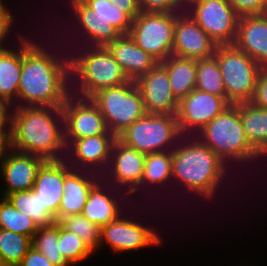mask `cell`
<instances>
[{
  "label": "cell",
  "mask_w": 267,
  "mask_h": 266,
  "mask_svg": "<svg viewBox=\"0 0 267 266\" xmlns=\"http://www.w3.org/2000/svg\"><path fill=\"white\" fill-rule=\"evenodd\" d=\"M52 114L56 115L55 118L59 117L58 120L61 118V124H64L61 107L16 105V110L10 115L13 150L37 155L45 160H62L57 154L67 148L64 130Z\"/></svg>",
  "instance_id": "obj_1"
},
{
  "label": "cell",
  "mask_w": 267,
  "mask_h": 266,
  "mask_svg": "<svg viewBox=\"0 0 267 266\" xmlns=\"http://www.w3.org/2000/svg\"><path fill=\"white\" fill-rule=\"evenodd\" d=\"M70 94L52 66L34 54L22 37V70L17 99L25 101L28 107H62Z\"/></svg>",
  "instance_id": "obj_2"
},
{
  "label": "cell",
  "mask_w": 267,
  "mask_h": 266,
  "mask_svg": "<svg viewBox=\"0 0 267 266\" xmlns=\"http://www.w3.org/2000/svg\"><path fill=\"white\" fill-rule=\"evenodd\" d=\"M181 146L172 149V177L182 181L187 190L211 198L219 156L200 139Z\"/></svg>",
  "instance_id": "obj_3"
},
{
  "label": "cell",
  "mask_w": 267,
  "mask_h": 266,
  "mask_svg": "<svg viewBox=\"0 0 267 266\" xmlns=\"http://www.w3.org/2000/svg\"><path fill=\"white\" fill-rule=\"evenodd\" d=\"M213 56L222 75L227 102H250L263 68L234 44L217 45Z\"/></svg>",
  "instance_id": "obj_4"
},
{
  "label": "cell",
  "mask_w": 267,
  "mask_h": 266,
  "mask_svg": "<svg viewBox=\"0 0 267 266\" xmlns=\"http://www.w3.org/2000/svg\"><path fill=\"white\" fill-rule=\"evenodd\" d=\"M91 99L99 107L108 130L116 137L147 113L140 89L133 80L104 88Z\"/></svg>",
  "instance_id": "obj_5"
},
{
  "label": "cell",
  "mask_w": 267,
  "mask_h": 266,
  "mask_svg": "<svg viewBox=\"0 0 267 266\" xmlns=\"http://www.w3.org/2000/svg\"><path fill=\"white\" fill-rule=\"evenodd\" d=\"M200 134L204 135L200 141L218 156L260 154L246 137L240 118V103L229 105Z\"/></svg>",
  "instance_id": "obj_6"
},
{
  "label": "cell",
  "mask_w": 267,
  "mask_h": 266,
  "mask_svg": "<svg viewBox=\"0 0 267 266\" xmlns=\"http://www.w3.org/2000/svg\"><path fill=\"white\" fill-rule=\"evenodd\" d=\"M180 135L176 115L146 113L117 138L125 145L149 154L164 151V146H168Z\"/></svg>",
  "instance_id": "obj_7"
},
{
  "label": "cell",
  "mask_w": 267,
  "mask_h": 266,
  "mask_svg": "<svg viewBox=\"0 0 267 266\" xmlns=\"http://www.w3.org/2000/svg\"><path fill=\"white\" fill-rule=\"evenodd\" d=\"M176 12H141L132 20L130 37L158 63L172 55Z\"/></svg>",
  "instance_id": "obj_8"
},
{
  "label": "cell",
  "mask_w": 267,
  "mask_h": 266,
  "mask_svg": "<svg viewBox=\"0 0 267 266\" xmlns=\"http://www.w3.org/2000/svg\"><path fill=\"white\" fill-rule=\"evenodd\" d=\"M93 52L83 61L78 91L82 98H91L104 88L118 86L130 79L104 46H92Z\"/></svg>",
  "instance_id": "obj_9"
},
{
  "label": "cell",
  "mask_w": 267,
  "mask_h": 266,
  "mask_svg": "<svg viewBox=\"0 0 267 266\" xmlns=\"http://www.w3.org/2000/svg\"><path fill=\"white\" fill-rule=\"evenodd\" d=\"M188 5L191 17L217 45L234 44L240 16L227 0H195Z\"/></svg>",
  "instance_id": "obj_10"
},
{
  "label": "cell",
  "mask_w": 267,
  "mask_h": 266,
  "mask_svg": "<svg viewBox=\"0 0 267 266\" xmlns=\"http://www.w3.org/2000/svg\"><path fill=\"white\" fill-rule=\"evenodd\" d=\"M72 95L73 93L66 98L65 104L61 107L64 116L62 127H64L66 147L75 139L101 134H113L108 130L99 107L91 98L79 97V99H76Z\"/></svg>",
  "instance_id": "obj_11"
},
{
  "label": "cell",
  "mask_w": 267,
  "mask_h": 266,
  "mask_svg": "<svg viewBox=\"0 0 267 266\" xmlns=\"http://www.w3.org/2000/svg\"><path fill=\"white\" fill-rule=\"evenodd\" d=\"M230 104L218 95L194 89L179 101L176 114L181 134L194 128L199 132Z\"/></svg>",
  "instance_id": "obj_12"
},
{
  "label": "cell",
  "mask_w": 267,
  "mask_h": 266,
  "mask_svg": "<svg viewBox=\"0 0 267 266\" xmlns=\"http://www.w3.org/2000/svg\"><path fill=\"white\" fill-rule=\"evenodd\" d=\"M176 12L172 55L188 59H207L214 55L217 44L195 22L189 13Z\"/></svg>",
  "instance_id": "obj_13"
},
{
  "label": "cell",
  "mask_w": 267,
  "mask_h": 266,
  "mask_svg": "<svg viewBox=\"0 0 267 266\" xmlns=\"http://www.w3.org/2000/svg\"><path fill=\"white\" fill-rule=\"evenodd\" d=\"M135 82L140 89L147 113L177 114L179 101L173 95L168 73L160 63Z\"/></svg>",
  "instance_id": "obj_14"
},
{
  "label": "cell",
  "mask_w": 267,
  "mask_h": 266,
  "mask_svg": "<svg viewBox=\"0 0 267 266\" xmlns=\"http://www.w3.org/2000/svg\"><path fill=\"white\" fill-rule=\"evenodd\" d=\"M104 239L115 252L133 251L160 244V238L155 231L122 217L101 228L100 243Z\"/></svg>",
  "instance_id": "obj_15"
},
{
  "label": "cell",
  "mask_w": 267,
  "mask_h": 266,
  "mask_svg": "<svg viewBox=\"0 0 267 266\" xmlns=\"http://www.w3.org/2000/svg\"><path fill=\"white\" fill-rule=\"evenodd\" d=\"M63 160H46L38 169L33 189L44 209L58 222V209L63 197L65 176L73 169Z\"/></svg>",
  "instance_id": "obj_16"
},
{
  "label": "cell",
  "mask_w": 267,
  "mask_h": 266,
  "mask_svg": "<svg viewBox=\"0 0 267 266\" xmlns=\"http://www.w3.org/2000/svg\"><path fill=\"white\" fill-rule=\"evenodd\" d=\"M13 151V152H12ZM1 160V173L7 189L3 198L16 191L33 188L38 169L46 161L43 157L12 150Z\"/></svg>",
  "instance_id": "obj_17"
},
{
  "label": "cell",
  "mask_w": 267,
  "mask_h": 266,
  "mask_svg": "<svg viewBox=\"0 0 267 266\" xmlns=\"http://www.w3.org/2000/svg\"><path fill=\"white\" fill-rule=\"evenodd\" d=\"M234 45L267 69V16H241Z\"/></svg>",
  "instance_id": "obj_18"
},
{
  "label": "cell",
  "mask_w": 267,
  "mask_h": 266,
  "mask_svg": "<svg viewBox=\"0 0 267 266\" xmlns=\"http://www.w3.org/2000/svg\"><path fill=\"white\" fill-rule=\"evenodd\" d=\"M111 156L110 162H113L111 173L114 175L111 173L110 175L114 176L113 180L121 186L130 185L127 193L136 192L143 177L146 154L125 145L117 138L114 141Z\"/></svg>",
  "instance_id": "obj_19"
},
{
  "label": "cell",
  "mask_w": 267,
  "mask_h": 266,
  "mask_svg": "<svg viewBox=\"0 0 267 266\" xmlns=\"http://www.w3.org/2000/svg\"><path fill=\"white\" fill-rule=\"evenodd\" d=\"M114 59L130 80L147 74L158 62L141 49L130 35H121L107 46Z\"/></svg>",
  "instance_id": "obj_20"
},
{
  "label": "cell",
  "mask_w": 267,
  "mask_h": 266,
  "mask_svg": "<svg viewBox=\"0 0 267 266\" xmlns=\"http://www.w3.org/2000/svg\"><path fill=\"white\" fill-rule=\"evenodd\" d=\"M71 5L81 28L84 29L94 46L106 47L122 35L106 18L95 14V11L81 0H71Z\"/></svg>",
  "instance_id": "obj_21"
},
{
  "label": "cell",
  "mask_w": 267,
  "mask_h": 266,
  "mask_svg": "<svg viewBox=\"0 0 267 266\" xmlns=\"http://www.w3.org/2000/svg\"><path fill=\"white\" fill-rule=\"evenodd\" d=\"M83 173L70 171L64 178L63 197L58 209V222L65 216L81 214L96 181Z\"/></svg>",
  "instance_id": "obj_22"
},
{
  "label": "cell",
  "mask_w": 267,
  "mask_h": 266,
  "mask_svg": "<svg viewBox=\"0 0 267 266\" xmlns=\"http://www.w3.org/2000/svg\"><path fill=\"white\" fill-rule=\"evenodd\" d=\"M114 134H101L73 140L67 149H72L81 165L100 166L110 162L114 141ZM72 145V146H71ZM72 147V148H71ZM100 163V164H99Z\"/></svg>",
  "instance_id": "obj_23"
},
{
  "label": "cell",
  "mask_w": 267,
  "mask_h": 266,
  "mask_svg": "<svg viewBox=\"0 0 267 266\" xmlns=\"http://www.w3.org/2000/svg\"><path fill=\"white\" fill-rule=\"evenodd\" d=\"M167 71L173 95L178 101L187 96L196 86V59L174 55L160 63Z\"/></svg>",
  "instance_id": "obj_24"
},
{
  "label": "cell",
  "mask_w": 267,
  "mask_h": 266,
  "mask_svg": "<svg viewBox=\"0 0 267 266\" xmlns=\"http://www.w3.org/2000/svg\"><path fill=\"white\" fill-rule=\"evenodd\" d=\"M240 118L250 144L267 156V109L255 107L250 102L240 103Z\"/></svg>",
  "instance_id": "obj_25"
},
{
  "label": "cell",
  "mask_w": 267,
  "mask_h": 266,
  "mask_svg": "<svg viewBox=\"0 0 267 266\" xmlns=\"http://www.w3.org/2000/svg\"><path fill=\"white\" fill-rule=\"evenodd\" d=\"M101 187L99 181L92 187L81 213L100 228L115 221L120 215L117 200L105 194Z\"/></svg>",
  "instance_id": "obj_26"
},
{
  "label": "cell",
  "mask_w": 267,
  "mask_h": 266,
  "mask_svg": "<svg viewBox=\"0 0 267 266\" xmlns=\"http://www.w3.org/2000/svg\"><path fill=\"white\" fill-rule=\"evenodd\" d=\"M19 52L12 50L0 51V99L9 105L13 97L18 98V85L22 70V38Z\"/></svg>",
  "instance_id": "obj_27"
},
{
  "label": "cell",
  "mask_w": 267,
  "mask_h": 266,
  "mask_svg": "<svg viewBox=\"0 0 267 266\" xmlns=\"http://www.w3.org/2000/svg\"><path fill=\"white\" fill-rule=\"evenodd\" d=\"M16 209L29 216L38 227L51 226L56 221L44 209L38 193L32 188L28 191H16L5 197Z\"/></svg>",
  "instance_id": "obj_28"
},
{
  "label": "cell",
  "mask_w": 267,
  "mask_h": 266,
  "mask_svg": "<svg viewBox=\"0 0 267 266\" xmlns=\"http://www.w3.org/2000/svg\"><path fill=\"white\" fill-rule=\"evenodd\" d=\"M25 43L27 44L28 48L36 54L39 58L47 61L53 68L56 76L66 85L68 81H70V74L74 75L76 74L79 78L81 77V68L83 65V61L85 58L93 52V49L91 47V51L89 50L87 53L80 55H77L76 57H71L70 59H64L59 60L54 55L50 54L48 51H46L42 46H39L34 43L33 41H29L24 39ZM52 53V52H51ZM79 56V57H78ZM63 61V62H62ZM69 77V78H68Z\"/></svg>",
  "instance_id": "obj_29"
},
{
  "label": "cell",
  "mask_w": 267,
  "mask_h": 266,
  "mask_svg": "<svg viewBox=\"0 0 267 266\" xmlns=\"http://www.w3.org/2000/svg\"><path fill=\"white\" fill-rule=\"evenodd\" d=\"M195 89L218 95L227 101L222 75L214 56L196 60Z\"/></svg>",
  "instance_id": "obj_30"
},
{
  "label": "cell",
  "mask_w": 267,
  "mask_h": 266,
  "mask_svg": "<svg viewBox=\"0 0 267 266\" xmlns=\"http://www.w3.org/2000/svg\"><path fill=\"white\" fill-rule=\"evenodd\" d=\"M32 247V238L0 228V254L4 266H19Z\"/></svg>",
  "instance_id": "obj_31"
},
{
  "label": "cell",
  "mask_w": 267,
  "mask_h": 266,
  "mask_svg": "<svg viewBox=\"0 0 267 266\" xmlns=\"http://www.w3.org/2000/svg\"><path fill=\"white\" fill-rule=\"evenodd\" d=\"M32 247L38 250L54 266H68L58 248V222L51 226L39 227L32 238Z\"/></svg>",
  "instance_id": "obj_32"
},
{
  "label": "cell",
  "mask_w": 267,
  "mask_h": 266,
  "mask_svg": "<svg viewBox=\"0 0 267 266\" xmlns=\"http://www.w3.org/2000/svg\"><path fill=\"white\" fill-rule=\"evenodd\" d=\"M0 228L33 238L39 227L29 216L16 209L6 198H2Z\"/></svg>",
  "instance_id": "obj_33"
},
{
  "label": "cell",
  "mask_w": 267,
  "mask_h": 266,
  "mask_svg": "<svg viewBox=\"0 0 267 266\" xmlns=\"http://www.w3.org/2000/svg\"><path fill=\"white\" fill-rule=\"evenodd\" d=\"M172 176V150L146 154L141 183L163 184Z\"/></svg>",
  "instance_id": "obj_34"
},
{
  "label": "cell",
  "mask_w": 267,
  "mask_h": 266,
  "mask_svg": "<svg viewBox=\"0 0 267 266\" xmlns=\"http://www.w3.org/2000/svg\"><path fill=\"white\" fill-rule=\"evenodd\" d=\"M59 223L66 230L78 235L92 252L102 245L100 243L101 228L91 223L82 214L65 216Z\"/></svg>",
  "instance_id": "obj_35"
},
{
  "label": "cell",
  "mask_w": 267,
  "mask_h": 266,
  "mask_svg": "<svg viewBox=\"0 0 267 266\" xmlns=\"http://www.w3.org/2000/svg\"><path fill=\"white\" fill-rule=\"evenodd\" d=\"M58 248L69 265H75L93 253L78 235L66 230L59 222Z\"/></svg>",
  "instance_id": "obj_36"
},
{
  "label": "cell",
  "mask_w": 267,
  "mask_h": 266,
  "mask_svg": "<svg viewBox=\"0 0 267 266\" xmlns=\"http://www.w3.org/2000/svg\"><path fill=\"white\" fill-rule=\"evenodd\" d=\"M95 14L106 18L122 35H128L132 19L109 0H81Z\"/></svg>",
  "instance_id": "obj_37"
},
{
  "label": "cell",
  "mask_w": 267,
  "mask_h": 266,
  "mask_svg": "<svg viewBox=\"0 0 267 266\" xmlns=\"http://www.w3.org/2000/svg\"><path fill=\"white\" fill-rule=\"evenodd\" d=\"M141 12L173 13L181 9L174 0H137ZM177 8V9H176Z\"/></svg>",
  "instance_id": "obj_38"
},
{
  "label": "cell",
  "mask_w": 267,
  "mask_h": 266,
  "mask_svg": "<svg viewBox=\"0 0 267 266\" xmlns=\"http://www.w3.org/2000/svg\"><path fill=\"white\" fill-rule=\"evenodd\" d=\"M235 12L241 16L263 15L264 0H227Z\"/></svg>",
  "instance_id": "obj_39"
},
{
  "label": "cell",
  "mask_w": 267,
  "mask_h": 266,
  "mask_svg": "<svg viewBox=\"0 0 267 266\" xmlns=\"http://www.w3.org/2000/svg\"><path fill=\"white\" fill-rule=\"evenodd\" d=\"M259 156L262 157L261 154H239V155H225V156H219L218 157V160H217V166H216V171H215V174H214V180H213V183H212V196L214 195L217 187L219 186V183L222 179V177L224 176L226 170H225V161L228 159H232V160H237L238 162L239 161H245V160H249L250 159L254 160V158H258ZM227 169V168H226Z\"/></svg>",
  "instance_id": "obj_40"
},
{
  "label": "cell",
  "mask_w": 267,
  "mask_h": 266,
  "mask_svg": "<svg viewBox=\"0 0 267 266\" xmlns=\"http://www.w3.org/2000/svg\"><path fill=\"white\" fill-rule=\"evenodd\" d=\"M250 103L260 109H267V69L259 73Z\"/></svg>",
  "instance_id": "obj_41"
},
{
  "label": "cell",
  "mask_w": 267,
  "mask_h": 266,
  "mask_svg": "<svg viewBox=\"0 0 267 266\" xmlns=\"http://www.w3.org/2000/svg\"><path fill=\"white\" fill-rule=\"evenodd\" d=\"M19 266H54L42 253L31 247Z\"/></svg>",
  "instance_id": "obj_42"
},
{
  "label": "cell",
  "mask_w": 267,
  "mask_h": 266,
  "mask_svg": "<svg viewBox=\"0 0 267 266\" xmlns=\"http://www.w3.org/2000/svg\"><path fill=\"white\" fill-rule=\"evenodd\" d=\"M115 7L126 13L132 20L135 19L140 13L137 0H109Z\"/></svg>",
  "instance_id": "obj_43"
},
{
  "label": "cell",
  "mask_w": 267,
  "mask_h": 266,
  "mask_svg": "<svg viewBox=\"0 0 267 266\" xmlns=\"http://www.w3.org/2000/svg\"><path fill=\"white\" fill-rule=\"evenodd\" d=\"M9 130L5 132V125L0 126V161L8 154V149H13L12 143V127L9 121ZM8 146V147H7ZM6 151V152H5Z\"/></svg>",
  "instance_id": "obj_44"
},
{
  "label": "cell",
  "mask_w": 267,
  "mask_h": 266,
  "mask_svg": "<svg viewBox=\"0 0 267 266\" xmlns=\"http://www.w3.org/2000/svg\"><path fill=\"white\" fill-rule=\"evenodd\" d=\"M13 17L9 14L6 7L0 8V51L5 50L1 42L7 37V33L11 27Z\"/></svg>",
  "instance_id": "obj_45"
},
{
  "label": "cell",
  "mask_w": 267,
  "mask_h": 266,
  "mask_svg": "<svg viewBox=\"0 0 267 266\" xmlns=\"http://www.w3.org/2000/svg\"><path fill=\"white\" fill-rule=\"evenodd\" d=\"M8 106H10L3 99H0V126L7 125L10 121V115L8 112Z\"/></svg>",
  "instance_id": "obj_46"
},
{
  "label": "cell",
  "mask_w": 267,
  "mask_h": 266,
  "mask_svg": "<svg viewBox=\"0 0 267 266\" xmlns=\"http://www.w3.org/2000/svg\"><path fill=\"white\" fill-rule=\"evenodd\" d=\"M180 7H182V4L184 3H189L190 4V0H174ZM183 2V3H182Z\"/></svg>",
  "instance_id": "obj_47"
},
{
  "label": "cell",
  "mask_w": 267,
  "mask_h": 266,
  "mask_svg": "<svg viewBox=\"0 0 267 266\" xmlns=\"http://www.w3.org/2000/svg\"><path fill=\"white\" fill-rule=\"evenodd\" d=\"M263 15L267 16V0H264V11Z\"/></svg>",
  "instance_id": "obj_48"
},
{
  "label": "cell",
  "mask_w": 267,
  "mask_h": 266,
  "mask_svg": "<svg viewBox=\"0 0 267 266\" xmlns=\"http://www.w3.org/2000/svg\"><path fill=\"white\" fill-rule=\"evenodd\" d=\"M0 266H4V263H3V260H2L1 254H0Z\"/></svg>",
  "instance_id": "obj_49"
},
{
  "label": "cell",
  "mask_w": 267,
  "mask_h": 266,
  "mask_svg": "<svg viewBox=\"0 0 267 266\" xmlns=\"http://www.w3.org/2000/svg\"><path fill=\"white\" fill-rule=\"evenodd\" d=\"M5 7V5L3 4L2 0H0V8Z\"/></svg>",
  "instance_id": "obj_50"
}]
</instances>
